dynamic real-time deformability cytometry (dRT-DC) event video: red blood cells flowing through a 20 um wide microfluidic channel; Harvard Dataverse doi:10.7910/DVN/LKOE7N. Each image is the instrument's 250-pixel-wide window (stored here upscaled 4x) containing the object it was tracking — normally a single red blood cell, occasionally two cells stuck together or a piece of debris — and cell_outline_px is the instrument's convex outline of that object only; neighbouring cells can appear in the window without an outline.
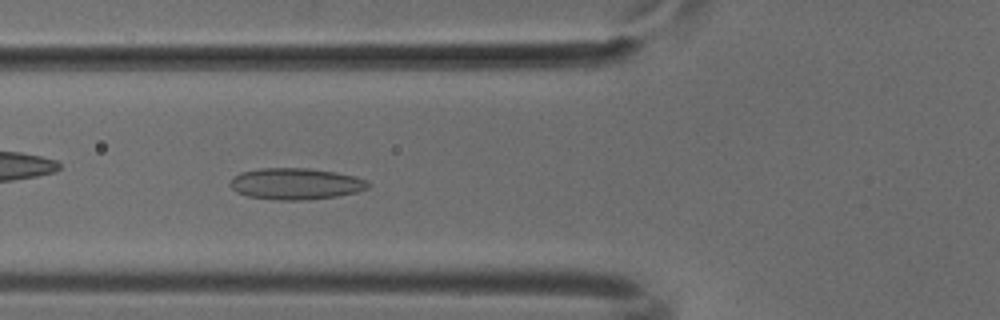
{"species": "common noctule bat (a hibernating species)", "species_latin": "Nyctalus noctula", "temperature_condition": "cold", "stored_images_in_passage": 50, "camera_frame_rate_fps": 3000, "um_per_image_px": 0.085, "animal": {"sex": "male", "body_mass_g": 18.8}, "frame": {"image": 1, "passage_image": 18, "time_ms": 5.667, "image_size_px": [1000, 320], "cell_outline_px": [[372, 184], [368, 188], [356, 192], [336, 196], [308, 200], [280, 200], [248, 196], [236, 192], [228, 184], [232, 176], [240, 172], [260, 168], [308, 168], [336, 172], [368, 180]], "centroid_in_image_um": [25.12, 15.62], "position_along_channel_um": 100.7, "area_um2": 25.43}}
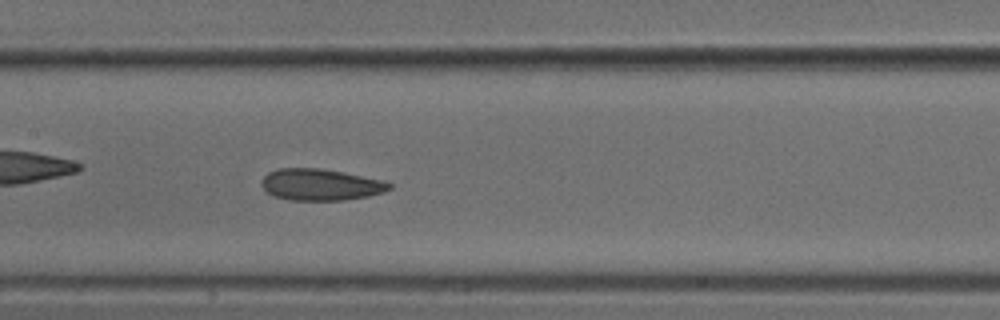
{"frame": {"image": 2, "passage_image": 24, "time_ms": 7.667, "image_size_px": [1000, 320], "cell_outline_px": [[392, 188], [384, 192], [368, 196], [344, 200], [288, 200], [276, 196], [268, 192], [260, 184], [264, 176], [268, 172], [280, 168], [320, 168], [344, 172], [384, 180], [392, 184]], "centroid_in_image_um": [27.28, 15.69], "position_along_channel_um": 180.1, "area_um2": 23.52}}
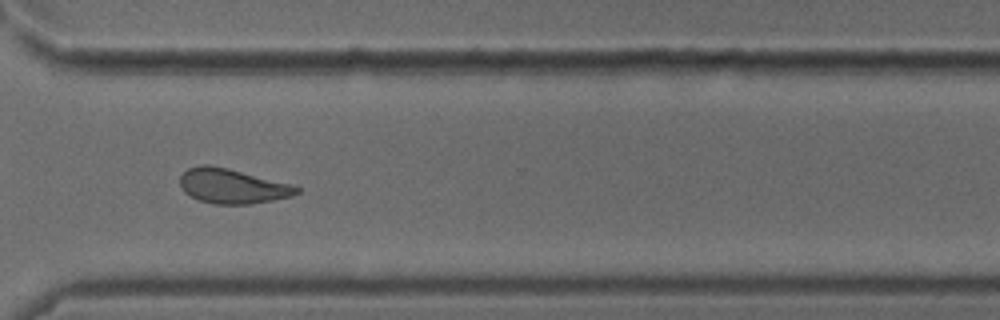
{"frame": {"image": 3, "passage_image": 37, "time_ms": 12.0, "image_size_px": [1000, 320], "cell_outline_px": [[300, 192], [292, 196], [252, 204], [212, 204], [200, 200], [184, 192], [180, 184], [180, 176], [188, 168], [200, 164], [208, 164], [228, 168], [292, 184], [300, 188]], "centroid_in_image_um": [19.75, 15.81], "position_along_channel_um": 350.8, "area_um2": 23.64}}